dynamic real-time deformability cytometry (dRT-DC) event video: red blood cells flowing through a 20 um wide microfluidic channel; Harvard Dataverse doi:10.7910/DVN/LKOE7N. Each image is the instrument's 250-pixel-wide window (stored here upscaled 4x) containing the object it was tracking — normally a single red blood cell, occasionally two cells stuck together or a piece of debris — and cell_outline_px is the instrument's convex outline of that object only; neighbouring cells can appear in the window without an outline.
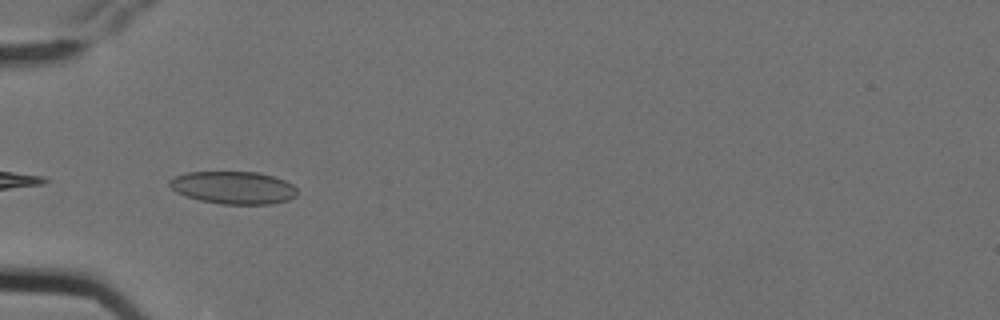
{"species": "Egyptian fruit bat (a non-hibernating species)", "species_latin": "Rousettus aegyptiacus", "temperature_condition": "cold", "stored_images_in_passage": 6, "camera_frame_rate_fps": 3000, "um_per_image_px": 0.085, "animal": {"sex": "female"}, "frame": {"image": 1, "passage_image": 5, "time_ms": 1.333, "image_size_px": [1000, 320], "cell_outline_px": [[296, 196], [288, 200], [272, 204], [220, 204], [200, 200], [176, 192], [168, 184], [168, 180], [172, 176], [188, 172], [256, 172], [272, 176], [284, 180], [292, 184], [296, 188]], "centroid_in_image_um": [19.82, 15.95], "position_along_channel_um": 65.2, "area_um2": 24.28}}
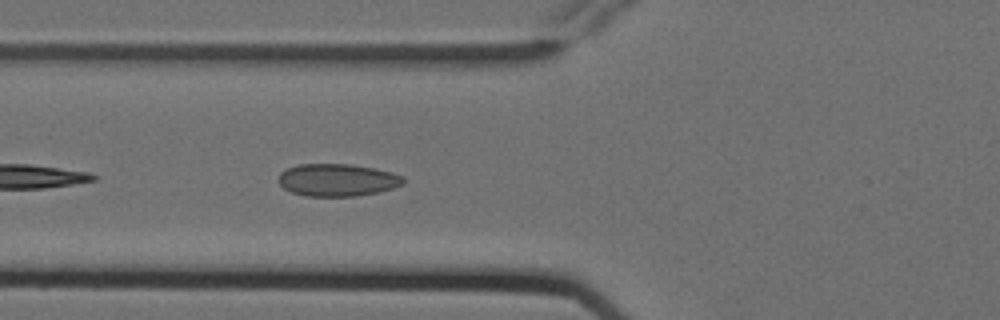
{"frame": {"image": 2, "passage_image": 6, "time_ms": 1.667, "image_size_px": [1000, 320], "cell_outline_px": [[404, 184], [392, 188], [376, 192], [356, 196], [304, 196], [292, 192], [284, 188], [276, 180], [280, 172], [288, 168], [300, 164], [348, 164], [376, 168], [392, 172], [404, 176]], "centroid_in_image_um": [28.66, 15.29], "position_along_channel_um": 97.1, "area_um2": 23.7}}